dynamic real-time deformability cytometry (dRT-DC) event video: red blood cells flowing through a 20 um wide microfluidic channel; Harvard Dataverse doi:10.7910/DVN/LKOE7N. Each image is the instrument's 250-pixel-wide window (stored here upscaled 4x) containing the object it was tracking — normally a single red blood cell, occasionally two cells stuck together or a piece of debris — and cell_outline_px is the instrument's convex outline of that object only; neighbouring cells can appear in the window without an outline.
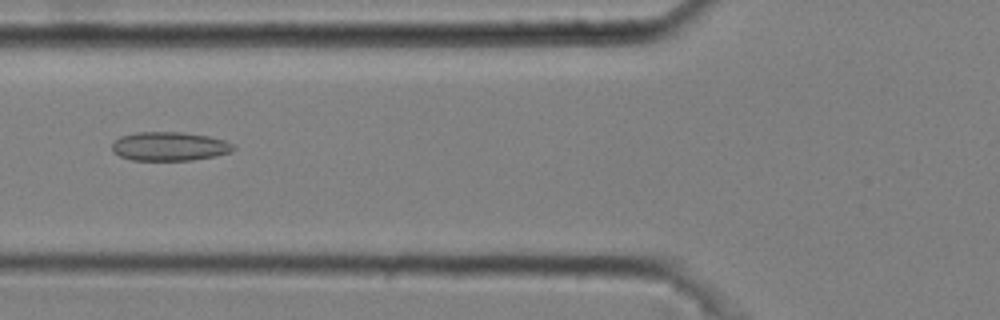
{"species": "common noctule bat (a hibernating species)", "species_latin": "Nyctalus noctula", "temperature_condition": "cold", "stored_images_in_passage": 49, "camera_frame_rate_fps": 3000, "um_per_image_px": 0.085, "animal": {"sex": "male", "body_mass_g": 20.4}, "frame": {"image": 1, "passage_image": 20, "time_ms": 6.333, "image_size_px": [1000, 320], "cell_outline_px": [[236, 148], [232, 152], [216, 156], [192, 160], [132, 160], [120, 156], [112, 152], [112, 144], [120, 136], [136, 132], [184, 132], [208, 136], [224, 140], [232, 144]], "centroid_in_image_um": [14.41, 12.44], "position_along_channel_um": 111.4, "area_um2": 20.52}}
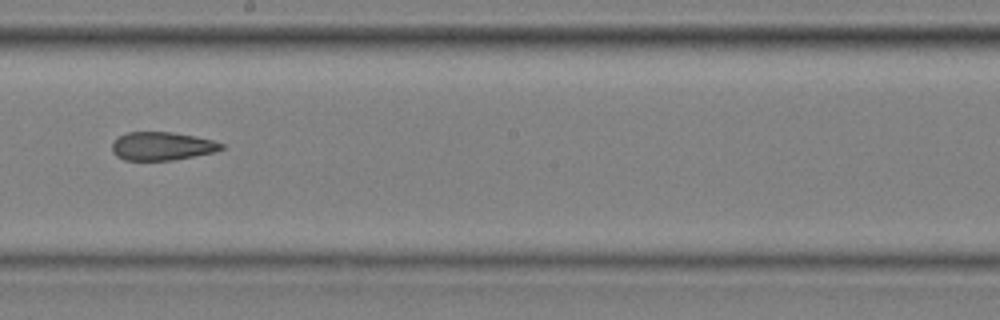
{"frame": {"image": 2, "passage_image": 30, "time_ms": 9.667, "image_size_px": [1000, 320], "cell_outline_px": [[224, 148], [216, 152], [172, 160], [124, 160], [116, 156], [112, 152], [112, 144], [116, 136], [128, 132], [172, 132], [212, 140], [224, 144]], "centroid_in_image_um": [13.74, 12.42], "position_along_channel_um": 234.5, "area_um2": 18.09}}
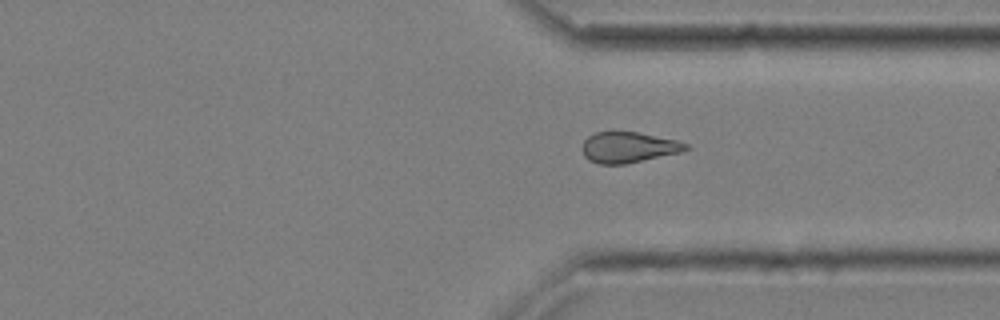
{"frame": {"image": 3, "passage_image": 40, "time_ms": 13.0, "image_size_px": [1000, 320], "cell_outline_px": [[692, 148], [680, 152], [624, 164], [596, 164], [588, 160], [584, 156], [580, 148], [584, 140], [592, 132], [640, 132], [676, 140], [688, 144]], "centroid_in_image_um": [53.38, 12.52], "position_along_channel_um": 358.0, "area_um2": 18.73}, "authors_computed_cell_mechanics": {"area_um2": 19.4786, "velocity_mm_per_s": 3.694, "shape_relaxation_time_tau1_ms": null, "shape_relaxation_time_tau2_ms": 3.4502, "deformation_change_tau1": null, "deformation_change_tau2": 0.1196}}